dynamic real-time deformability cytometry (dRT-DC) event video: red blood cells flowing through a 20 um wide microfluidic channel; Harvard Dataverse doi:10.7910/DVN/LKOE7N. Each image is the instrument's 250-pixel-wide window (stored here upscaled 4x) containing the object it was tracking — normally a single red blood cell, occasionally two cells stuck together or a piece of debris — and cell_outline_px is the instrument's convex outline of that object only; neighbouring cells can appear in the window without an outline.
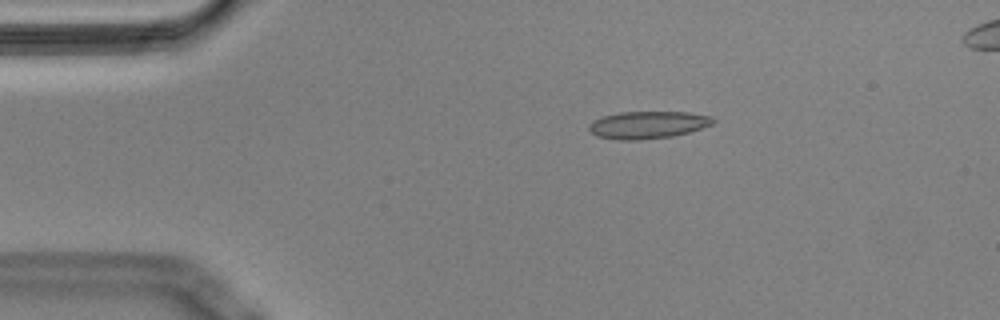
{"species": "Egyptian fruit bat (a non-hibernating species)", "species_latin": "Rousettus aegyptiacus", "temperature_condition": "cold", "stored_images_in_passage": 52, "camera_frame_rate_fps": 3000, "um_per_image_px": 0.085, "animal": {"sex": "male"}, "frame": {"image": 1, "passage_image": 6, "time_ms": 1.667, "image_size_px": [1000, 320], "cell_outline_px": [[716, 120], [712, 124], [688, 132], [672, 136], [640, 140], [616, 140], [596, 136], [588, 128], [588, 124], [600, 116], [620, 112], [688, 112], [712, 116]], "centroid_in_image_um": [55.03, 10.61], "position_along_channel_um": 30.0, "area_um2": 19.88}}
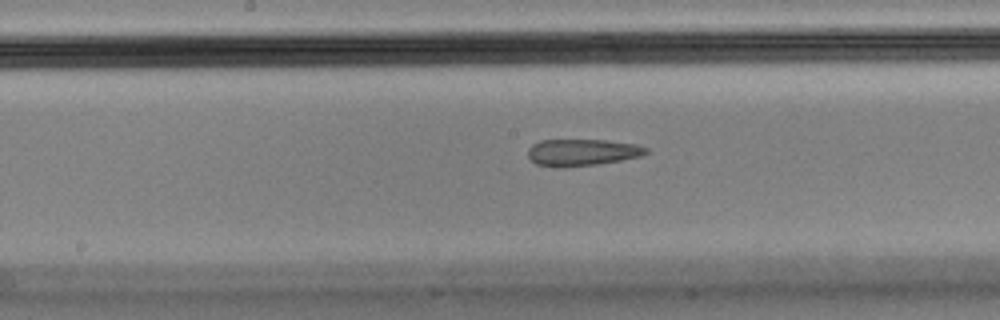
{"frame": {"image": 2, "passage_image": 24, "time_ms": 7.667, "image_size_px": [1000, 320], "cell_outline_px": [[648, 152], [640, 156], [620, 160], [596, 164], [564, 168], [560, 168], [536, 164], [528, 156], [528, 148], [532, 144], [540, 140], [604, 140], [636, 144], [648, 148]], "centroid_in_image_um": [49.44, 12.95], "position_along_channel_um": 198.8, "area_um2": 18.44}}
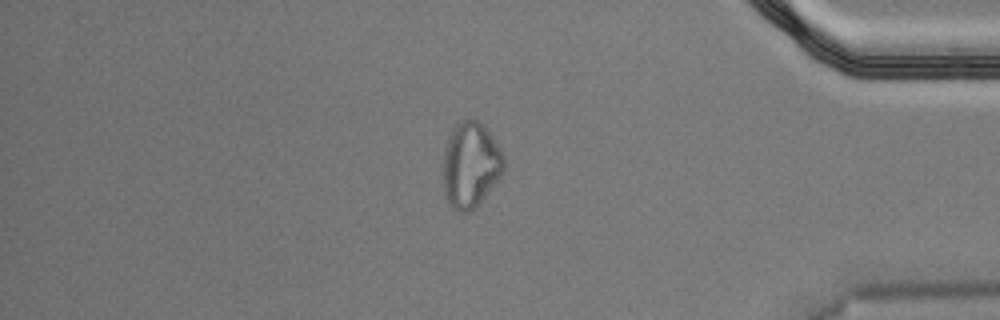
{"frame": {"image": 3, "passage_image": 43, "time_ms": 14.0, "image_size_px": [1000, 320], "cell_outline_px": [[504, 172], [476, 208], [468, 212], [460, 212], [452, 208], [444, 196], [444, 148], [448, 136], [452, 128], [456, 124], [464, 120], [476, 120], [484, 124], [500, 148], [504, 156]], "centroid_in_image_um": [40.0, 14.03], "position_along_channel_um": 395.2, "area_um2": 30.46}}